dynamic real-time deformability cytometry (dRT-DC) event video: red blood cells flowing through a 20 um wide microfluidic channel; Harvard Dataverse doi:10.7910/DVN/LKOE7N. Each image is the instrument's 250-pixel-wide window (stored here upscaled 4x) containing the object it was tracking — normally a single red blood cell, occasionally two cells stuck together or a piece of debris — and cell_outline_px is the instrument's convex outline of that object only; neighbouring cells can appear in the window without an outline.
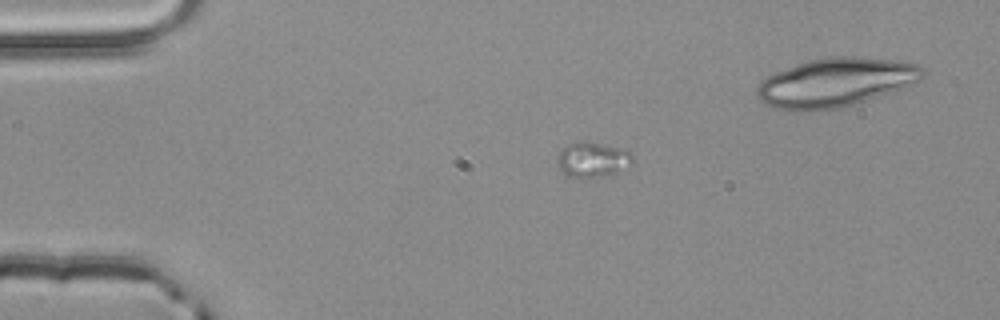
{"species": "common noctule bat (a hibernating species)", "species_latin": "Nyctalus noctula", "temperature_condition": "room temperature", "stored_images_in_passage": 4, "camera_frame_rate_fps": 3000, "um_per_image_px": 0.085, "animal": {"sex": "male", "body_mass_g": 20.4}, "frame": {"image": 1, "passage_image": 2, "time_ms": 0.333, "image_size_px": [1000, 320], "cell_outline_px": [[632, 164], [616, 172], [592, 180], [584, 180], [568, 176], [560, 168], [556, 160], [560, 152], [568, 144], [580, 140], [584, 140], [628, 148], [632, 156]], "centroid_in_image_um": [50.39, 13.57], "position_along_channel_um": 34.6, "area_um2": 16.01}}